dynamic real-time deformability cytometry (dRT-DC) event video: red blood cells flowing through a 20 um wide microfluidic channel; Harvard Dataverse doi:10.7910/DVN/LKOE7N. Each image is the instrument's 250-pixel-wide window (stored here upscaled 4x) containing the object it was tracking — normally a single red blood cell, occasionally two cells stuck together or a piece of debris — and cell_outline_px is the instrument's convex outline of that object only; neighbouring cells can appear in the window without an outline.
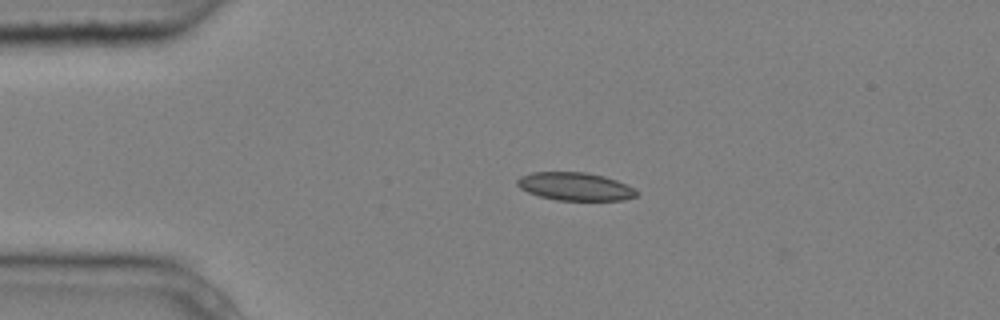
{"species": "common noctule bat (a hibernating species)", "species_latin": "Nyctalus noctula", "temperature_condition": "cold", "stored_images_in_passage": 3, "camera_frame_rate_fps": 3000, "um_per_image_px": 0.085, "animal": {"sex": "male", "body_mass_g": 20.4}, "frame": {"image": 1, "passage_image": 1, "time_ms": 0.0, "image_size_px": [1000, 320], "cell_outline_px": [[636, 196], [624, 200], [556, 200], [540, 196], [528, 192], [520, 188], [516, 184], [516, 180], [520, 176], [532, 172], [584, 172], [604, 176], [616, 180], [632, 188], [636, 192]], "centroid_in_image_um": [48.83, 15.85], "position_along_channel_um": 36.2, "area_um2": 19.31}}